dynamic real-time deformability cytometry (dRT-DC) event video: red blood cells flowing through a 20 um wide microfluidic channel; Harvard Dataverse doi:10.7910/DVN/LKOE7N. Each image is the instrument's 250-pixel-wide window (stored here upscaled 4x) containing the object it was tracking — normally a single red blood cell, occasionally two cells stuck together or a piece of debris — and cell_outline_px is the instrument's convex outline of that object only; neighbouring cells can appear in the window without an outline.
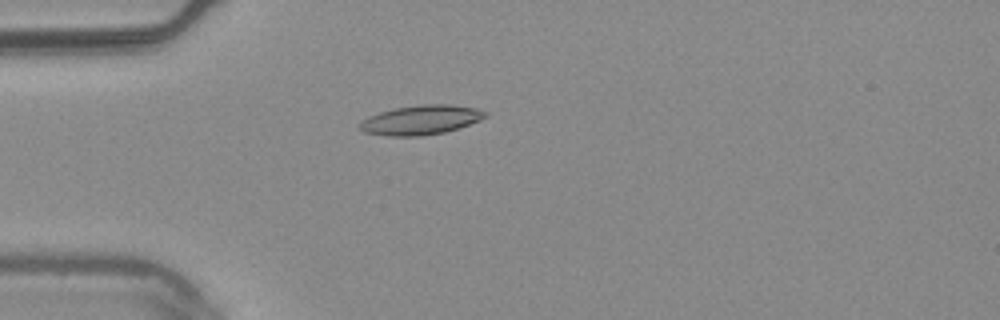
{"species": "common noctule bat (a hibernating species)", "species_latin": "Nyctalus noctula", "temperature_condition": "warm", "stored_images_in_passage": 55, "camera_frame_rate_fps": 3000, "um_per_image_px": 0.085, "animal": {"sex": "male", "body_mass_g": 20.4}, "frame": {"image": 1, "passage_image": 16, "time_ms": 5.0, "image_size_px": [1000, 320], "cell_outline_px": [[488, 116], [480, 120], [460, 128], [444, 132], [420, 136], [388, 136], [364, 132], [360, 128], [360, 124], [368, 116], [380, 112], [396, 108], [420, 104], [452, 104], [476, 108], [488, 112]], "centroid_in_image_um": [35.83, 10.19], "position_along_channel_um": 49.2, "area_um2": 21.56}}
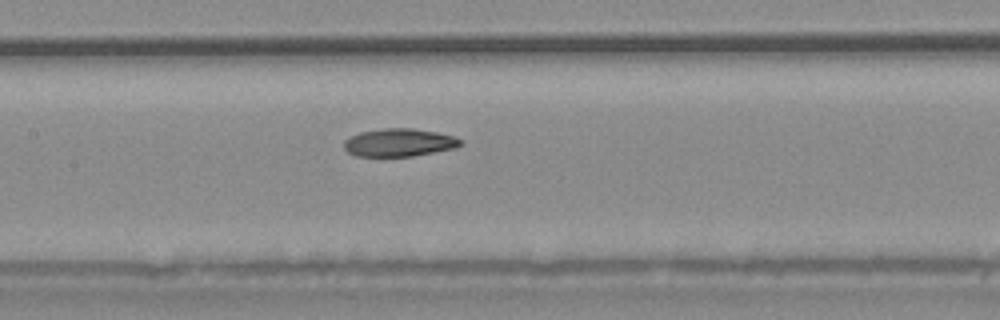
{"frame": {"image": 2, "passage_image": 27, "time_ms": 8.667, "image_size_px": [1000, 320], "cell_outline_px": [[464, 140], [456, 148], [412, 156], [356, 156], [348, 152], [344, 148], [344, 140], [360, 132], [384, 128], [412, 128], [436, 132], [452, 136]], "centroid_in_image_um": [33.92, 12.11], "position_along_channel_um": 173.5, "area_um2": 18.84}}
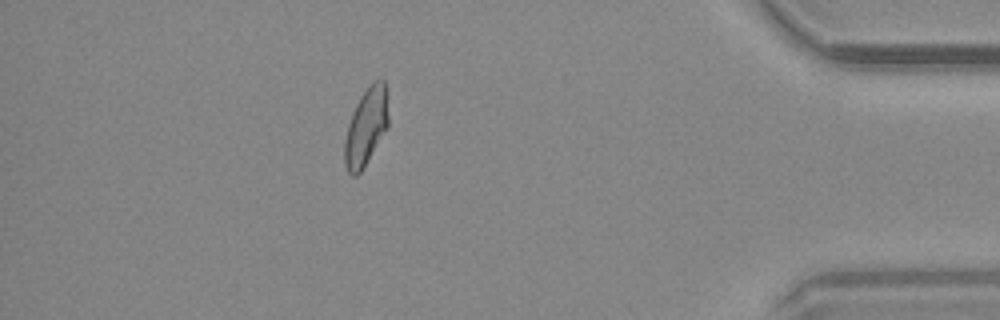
{"frame": {"image": 3, "passage_image": 49, "time_ms": 16.0, "image_size_px": [1000, 320], "cell_outline_px": [[388, 128], [360, 172], [356, 176], [352, 176], [348, 172], [344, 164], [344, 140], [348, 124], [352, 112], [360, 96], [372, 80], [384, 80], [388, 116]], "centroid_in_image_um": [31.09, 10.79], "position_along_channel_um": 404.1, "area_um2": 19.71}, "authors_computed_cell_mechanics": {"area_um2": 19.652, "velocity_mm_per_s": 3.7404, "shape_relaxation_time_tau1_ms": 7.7553, "shape_relaxation_time_tau2_ms": 3.2253, "deformation_change_tau1": 0.1674, "deformation_change_tau2": 0.0927}}